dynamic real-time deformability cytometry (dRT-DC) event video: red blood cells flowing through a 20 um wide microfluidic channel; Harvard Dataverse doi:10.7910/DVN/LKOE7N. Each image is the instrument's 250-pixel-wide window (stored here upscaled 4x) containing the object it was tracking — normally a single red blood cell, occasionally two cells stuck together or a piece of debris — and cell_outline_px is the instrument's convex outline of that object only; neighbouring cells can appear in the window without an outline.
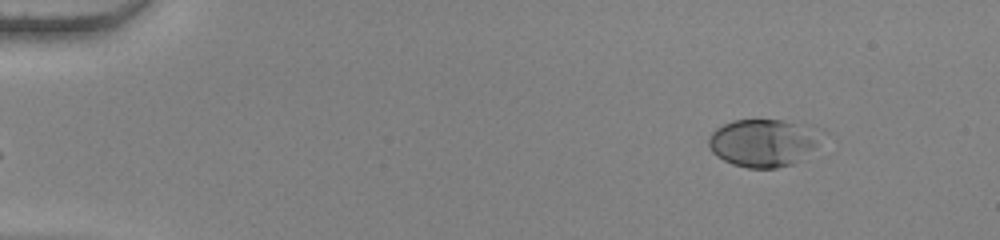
{"species": "human", "species_latin": "Homo sapiens", "temperature_condition": "warm", "stored_images_in_passage": 23, "camera_frame_rate_fps": 3000, "um_per_image_px": 0.085, "donor": {"sex": "female"}, "frame": {"image": 1, "passage_image": 1, "time_ms": 0.0, "image_size_px": [1000, 240], "cell_outline_px": [[824, 132], [816, 144], [812, 148], [792, 164], [776, 168], [748, 168], [732, 164], [716, 156], [712, 152], [708, 144], [708, 140], [712, 132], [716, 128], [732, 120], [784, 120], [824, 128]], "centroid_in_image_um": [64.88, 12.11], "position_along_channel_um": 20.1, "area_um2": 31.39}}
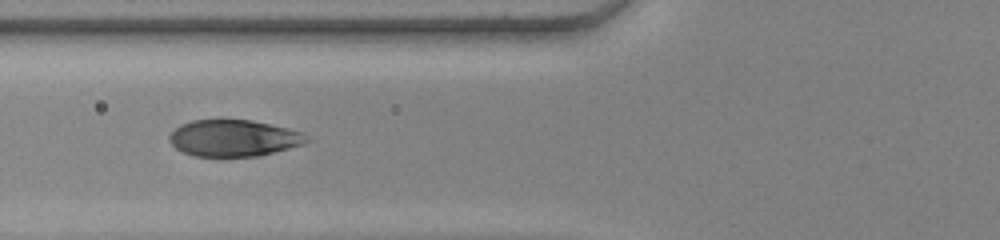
{"frame": {"image": 2, "passage_image": 17, "time_ms": 5.333, "image_size_px": [1000, 240], "cell_outline_px": [[312, 140], [304, 144], [260, 156], [196, 156], [184, 152], [176, 148], [168, 140], [168, 136], [180, 124], [192, 120], [220, 116], [252, 120], [288, 128], [300, 132]], "centroid_in_image_um": [19.84, 11.69], "position_along_channel_um": 106.0, "area_um2": 30.06}}
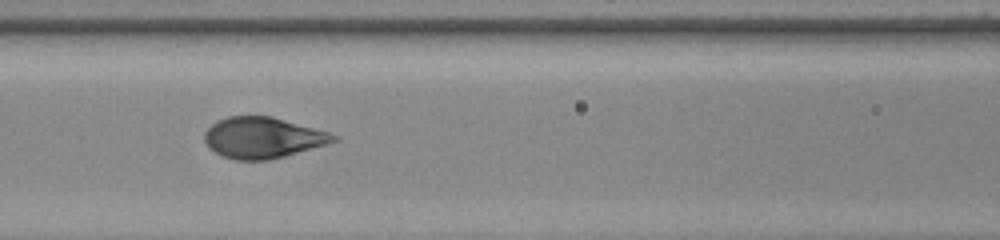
{"frame": {"image": 3, "passage_image": 20, "time_ms": 6.333, "image_size_px": [1000, 240], "cell_outline_px": [[340, 140], [284, 156], [268, 160], [236, 160], [224, 156], [208, 148], [204, 140], [204, 132], [216, 120], [228, 116], [272, 116], [328, 132], [340, 136]], "centroid_in_image_um": [22.32, 11.7], "position_along_channel_um": 144.3, "area_um2": 30.75}}